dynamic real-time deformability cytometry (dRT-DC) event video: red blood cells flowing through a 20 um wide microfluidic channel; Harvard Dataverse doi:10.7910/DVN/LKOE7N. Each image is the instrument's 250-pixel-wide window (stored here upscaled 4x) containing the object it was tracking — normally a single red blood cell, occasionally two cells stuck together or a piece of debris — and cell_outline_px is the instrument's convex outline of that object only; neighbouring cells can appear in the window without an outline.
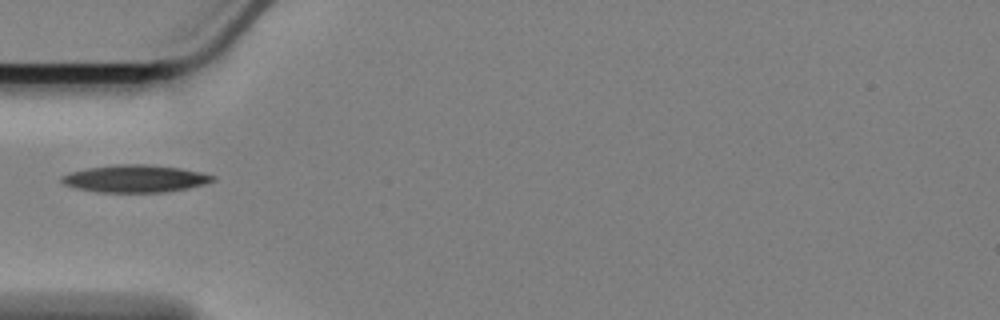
{"species": "Egyptian fruit bat (a non-hibernating species)", "species_latin": "Rousettus aegyptiacus", "temperature_condition": "cold", "stored_images_in_passage": 9, "camera_frame_rate_fps": 3000, "um_per_image_px": 0.085, "animal": {"sex": "female"}, "frame": {"image": 1, "passage_image": 1, "time_ms": 0.0, "image_size_px": [1000, 320], "cell_outline_px": [[216, 180], [204, 184], [188, 188], [164, 192], [96, 192], [64, 184], [60, 180], [60, 176], [72, 172], [88, 168], [116, 164], [148, 164], [180, 168], [200, 172], [216, 176]], "centroid_in_image_um": [11.52, 15.18], "position_along_channel_um": 73.5, "area_um2": 23.99}}
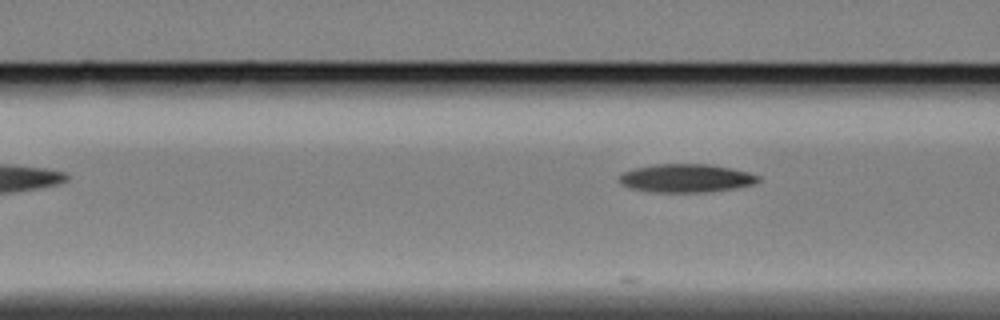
{"frame": {"image": 2, "passage_image": 4, "time_ms": 1.0, "image_size_px": [1000, 320], "cell_outline_px": [[760, 180], [752, 184], [736, 188], [708, 192], [648, 192], [628, 188], [620, 184], [620, 176], [624, 172], [636, 168], [656, 164], [708, 164], [732, 168], [748, 172], [760, 176]], "centroid_in_image_um": [58.32, 15.15], "position_along_channel_um": 108.3, "area_um2": 23.0}}
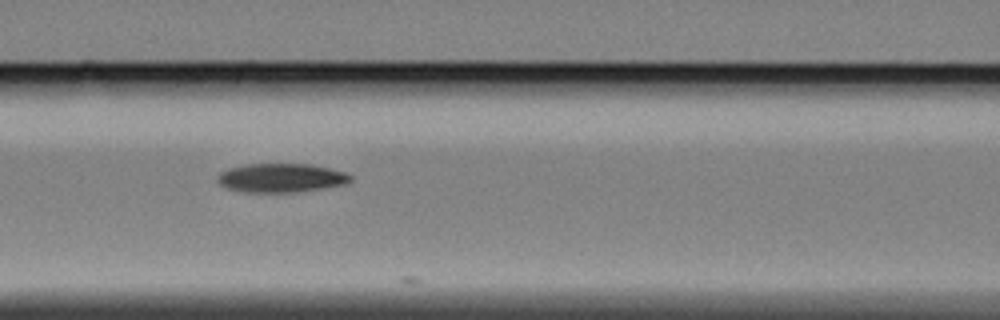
{"frame": {"image": 3, "passage_image": 7, "time_ms": 2.0, "image_size_px": [1000, 320], "cell_outline_px": [[352, 180], [344, 184], [296, 192], [244, 192], [224, 188], [216, 180], [216, 176], [220, 172], [228, 168], [244, 164], [312, 164], [344, 172], [352, 176]], "centroid_in_image_um": [23.82, 15.11], "position_along_channel_um": 142.8, "area_um2": 22.43}}